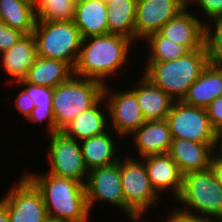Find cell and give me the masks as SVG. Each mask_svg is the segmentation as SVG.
Returning <instances> with one entry per match:
<instances>
[{"instance_id": "cell-21", "label": "cell", "mask_w": 222, "mask_h": 222, "mask_svg": "<svg viewBox=\"0 0 222 222\" xmlns=\"http://www.w3.org/2000/svg\"><path fill=\"white\" fill-rule=\"evenodd\" d=\"M107 4L102 0H82L75 4L73 22L82 38L108 34Z\"/></svg>"}, {"instance_id": "cell-31", "label": "cell", "mask_w": 222, "mask_h": 222, "mask_svg": "<svg viewBox=\"0 0 222 222\" xmlns=\"http://www.w3.org/2000/svg\"><path fill=\"white\" fill-rule=\"evenodd\" d=\"M205 109L214 132L221 139L222 138V96L212 101Z\"/></svg>"}, {"instance_id": "cell-28", "label": "cell", "mask_w": 222, "mask_h": 222, "mask_svg": "<svg viewBox=\"0 0 222 222\" xmlns=\"http://www.w3.org/2000/svg\"><path fill=\"white\" fill-rule=\"evenodd\" d=\"M75 3L72 0H48L37 12V20L73 21Z\"/></svg>"}, {"instance_id": "cell-2", "label": "cell", "mask_w": 222, "mask_h": 222, "mask_svg": "<svg viewBox=\"0 0 222 222\" xmlns=\"http://www.w3.org/2000/svg\"><path fill=\"white\" fill-rule=\"evenodd\" d=\"M40 190L48 217L67 222H88L90 212L85 184L50 173H25Z\"/></svg>"}, {"instance_id": "cell-40", "label": "cell", "mask_w": 222, "mask_h": 222, "mask_svg": "<svg viewBox=\"0 0 222 222\" xmlns=\"http://www.w3.org/2000/svg\"><path fill=\"white\" fill-rule=\"evenodd\" d=\"M48 0H34L33 6L35 12H37Z\"/></svg>"}, {"instance_id": "cell-16", "label": "cell", "mask_w": 222, "mask_h": 222, "mask_svg": "<svg viewBox=\"0 0 222 222\" xmlns=\"http://www.w3.org/2000/svg\"><path fill=\"white\" fill-rule=\"evenodd\" d=\"M144 162L150 183L155 192L161 196L167 193L176 200L182 190L183 174L174 160L167 154L150 155L141 158Z\"/></svg>"}, {"instance_id": "cell-17", "label": "cell", "mask_w": 222, "mask_h": 222, "mask_svg": "<svg viewBox=\"0 0 222 222\" xmlns=\"http://www.w3.org/2000/svg\"><path fill=\"white\" fill-rule=\"evenodd\" d=\"M140 77L137 87L130 90L136 95L143 118L145 121L166 119L175 101L144 75Z\"/></svg>"}, {"instance_id": "cell-41", "label": "cell", "mask_w": 222, "mask_h": 222, "mask_svg": "<svg viewBox=\"0 0 222 222\" xmlns=\"http://www.w3.org/2000/svg\"><path fill=\"white\" fill-rule=\"evenodd\" d=\"M45 222H67V221H63V220L48 217Z\"/></svg>"}, {"instance_id": "cell-26", "label": "cell", "mask_w": 222, "mask_h": 222, "mask_svg": "<svg viewBox=\"0 0 222 222\" xmlns=\"http://www.w3.org/2000/svg\"><path fill=\"white\" fill-rule=\"evenodd\" d=\"M137 0H112L107 3L108 32L135 41Z\"/></svg>"}, {"instance_id": "cell-24", "label": "cell", "mask_w": 222, "mask_h": 222, "mask_svg": "<svg viewBox=\"0 0 222 222\" xmlns=\"http://www.w3.org/2000/svg\"><path fill=\"white\" fill-rule=\"evenodd\" d=\"M73 75L74 68L69 63L37 56L23 80L29 84L54 88Z\"/></svg>"}, {"instance_id": "cell-9", "label": "cell", "mask_w": 222, "mask_h": 222, "mask_svg": "<svg viewBox=\"0 0 222 222\" xmlns=\"http://www.w3.org/2000/svg\"><path fill=\"white\" fill-rule=\"evenodd\" d=\"M49 136L47 151L51 169L48 173L85 184L89 171L85 166L79 141L68 137L62 131Z\"/></svg>"}, {"instance_id": "cell-4", "label": "cell", "mask_w": 222, "mask_h": 222, "mask_svg": "<svg viewBox=\"0 0 222 222\" xmlns=\"http://www.w3.org/2000/svg\"><path fill=\"white\" fill-rule=\"evenodd\" d=\"M176 201L184 207L175 210L185 215L216 219L222 217V186L211 167L183 175L182 190Z\"/></svg>"}, {"instance_id": "cell-12", "label": "cell", "mask_w": 222, "mask_h": 222, "mask_svg": "<svg viewBox=\"0 0 222 222\" xmlns=\"http://www.w3.org/2000/svg\"><path fill=\"white\" fill-rule=\"evenodd\" d=\"M112 90V92H111ZM123 91V92H122ZM119 92L104 85L103 98L107 104L105 109L110 117L113 130L121 137H129L144 122L136 95L129 89Z\"/></svg>"}, {"instance_id": "cell-27", "label": "cell", "mask_w": 222, "mask_h": 222, "mask_svg": "<svg viewBox=\"0 0 222 222\" xmlns=\"http://www.w3.org/2000/svg\"><path fill=\"white\" fill-rule=\"evenodd\" d=\"M144 40L150 48L147 62L176 60L189 52L185 47L163 37L159 32L148 35Z\"/></svg>"}, {"instance_id": "cell-22", "label": "cell", "mask_w": 222, "mask_h": 222, "mask_svg": "<svg viewBox=\"0 0 222 222\" xmlns=\"http://www.w3.org/2000/svg\"><path fill=\"white\" fill-rule=\"evenodd\" d=\"M102 97L93 107L81 112L69 124H67L61 131L77 141L86 138L97 136L108 131V120L105 109H102L107 104L104 103ZM103 104V107H101Z\"/></svg>"}, {"instance_id": "cell-38", "label": "cell", "mask_w": 222, "mask_h": 222, "mask_svg": "<svg viewBox=\"0 0 222 222\" xmlns=\"http://www.w3.org/2000/svg\"><path fill=\"white\" fill-rule=\"evenodd\" d=\"M145 212L147 211H127L126 214L128 216V219L131 221V222H144L145 220H141V217L144 218V215ZM147 222V221H146ZM167 222H169L168 218H167Z\"/></svg>"}, {"instance_id": "cell-3", "label": "cell", "mask_w": 222, "mask_h": 222, "mask_svg": "<svg viewBox=\"0 0 222 222\" xmlns=\"http://www.w3.org/2000/svg\"><path fill=\"white\" fill-rule=\"evenodd\" d=\"M210 63L206 46L166 62H147L144 73L156 87L174 101H182L189 87Z\"/></svg>"}, {"instance_id": "cell-8", "label": "cell", "mask_w": 222, "mask_h": 222, "mask_svg": "<svg viewBox=\"0 0 222 222\" xmlns=\"http://www.w3.org/2000/svg\"><path fill=\"white\" fill-rule=\"evenodd\" d=\"M121 185L125 206L130 211H148L160 200L152 188L144 162L132 156L120 157ZM159 199V200H158Z\"/></svg>"}, {"instance_id": "cell-43", "label": "cell", "mask_w": 222, "mask_h": 222, "mask_svg": "<svg viewBox=\"0 0 222 222\" xmlns=\"http://www.w3.org/2000/svg\"><path fill=\"white\" fill-rule=\"evenodd\" d=\"M75 4L81 2L82 0H72Z\"/></svg>"}, {"instance_id": "cell-32", "label": "cell", "mask_w": 222, "mask_h": 222, "mask_svg": "<svg viewBox=\"0 0 222 222\" xmlns=\"http://www.w3.org/2000/svg\"><path fill=\"white\" fill-rule=\"evenodd\" d=\"M27 120L34 122V124L39 123V121L46 120L47 127L49 128L48 133L52 134L56 132V124L54 119L53 108H39V106L34 107L32 112L27 117Z\"/></svg>"}, {"instance_id": "cell-14", "label": "cell", "mask_w": 222, "mask_h": 222, "mask_svg": "<svg viewBox=\"0 0 222 222\" xmlns=\"http://www.w3.org/2000/svg\"><path fill=\"white\" fill-rule=\"evenodd\" d=\"M188 10L187 7L170 19L158 32L188 51H193L205 45V23Z\"/></svg>"}, {"instance_id": "cell-35", "label": "cell", "mask_w": 222, "mask_h": 222, "mask_svg": "<svg viewBox=\"0 0 222 222\" xmlns=\"http://www.w3.org/2000/svg\"><path fill=\"white\" fill-rule=\"evenodd\" d=\"M15 106L17 111L20 112L25 118L29 116L34 108L33 100L28 95V93L23 89L22 92L20 91L15 98Z\"/></svg>"}, {"instance_id": "cell-7", "label": "cell", "mask_w": 222, "mask_h": 222, "mask_svg": "<svg viewBox=\"0 0 222 222\" xmlns=\"http://www.w3.org/2000/svg\"><path fill=\"white\" fill-rule=\"evenodd\" d=\"M172 138H182L206 144H220L205 108L175 101L166 117Z\"/></svg>"}, {"instance_id": "cell-6", "label": "cell", "mask_w": 222, "mask_h": 222, "mask_svg": "<svg viewBox=\"0 0 222 222\" xmlns=\"http://www.w3.org/2000/svg\"><path fill=\"white\" fill-rule=\"evenodd\" d=\"M33 35L37 56L61 60L75 67L83 38L73 21L37 20Z\"/></svg>"}, {"instance_id": "cell-45", "label": "cell", "mask_w": 222, "mask_h": 222, "mask_svg": "<svg viewBox=\"0 0 222 222\" xmlns=\"http://www.w3.org/2000/svg\"><path fill=\"white\" fill-rule=\"evenodd\" d=\"M220 150L222 151V138L220 139Z\"/></svg>"}, {"instance_id": "cell-34", "label": "cell", "mask_w": 222, "mask_h": 222, "mask_svg": "<svg viewBox=\"0 0 222 222\" xmlns=\"http://www.w3.org/2000/svg\"><path fill=\"white\" fill-rule=\"evenodd\" d=\"M190 4H197L198 9L202 10L208 18L207 20L222 16V0H192L187 7Z\"/></svg>"}, {"instance_id": "cell-39", "label": "cell", "mask_w": 222, "mask_h": 222, "mask_svg": "<svg viewBox=\"0 0 222 222\" xmlns=\"http://www.w3.org/2000/svg\"><path fill=\"white\" fill-rule=\"evenodd\" d=\"M0 222H9L8 210L1 201H0Z\"/></svg>"}, {"instance_id": "cell-44", "label": "cell", "mask_w": 222, "mask_h": 222, "mask_svg": "<svg viewBox=\"0 0 222 222\" xmlns=\"http://www.w3.org/2000/svg\"><path fill=\"white\" fill-rule=\"evenodd\" d=\"M105 4L109 3L112 0H102Z\"/></svg>"}, {"instance_id": "cell-46", "label": "cell", "mask_w": 222, "mask_h": 222, "mask_svg": "<svg viewBox=\"0 0 222 222\" xmlns=\"http://www.w3.org/2000/svg\"><path fill=\"white\" fill-rule=\"evenodd\" d=\"M25 1H27V2H29L31 4H33V2H34V0H25Z\"/></svg>"}, {"instance_id": "cell-15", "label": "cell", "mask_w": 222, "mask_h": 222, "mask_svg": "<svg viewBox=\"0 0 222 222\" xmlns=\"http://www.w3.org/2000/svg\"><path fill=\"white\" fill-rule=\"evenodd\" d=\"M220 144H206L182 138H172L168 155L174 160L183 175L210 167L211 159Z\"/></svg>"}, {"instance_id": "cell-1", "label": "cell", "mask_w": 222, "mask_h": 222, "mask_svg": "<svg viewBox=\"0 0 222 222\" xmlns=\"http://www.w3.org/2000/svg\"><path fill=\"white\" fill-rule=\"evenodd\" d=\"M132 42L125 36L111 33L83 38L74 75L108 84L105 80L115 76L128 63L129 49L135 45Z\"/></svg>"}, {"instance_id": "cell-37", "label": "cell", "mask_w": 222, "mask_h": 222, "mask_svg": "<svg viewBox=\"0 0 222 222\" xmlns=\"http://www.w3.org/2000/svg\"><path fill=\"white\" fill-rule=\"evenodd\" d=\"M215 152L210 163V167L214 172L219 184L222 186V151Z\"/></svg>"}, {"instance_id": "cell-19", "label": "cell", "mask_w": 222, "mask_h": 222, "mask_svg": "<svg viewBox=\"0 0 222 222\" xmlns=\"http://www.w3.org/2000/svg\"><path fill=\"white\" fill-rule=\"evenodd\" d=\"M220 96H222V64L209 63L189 87L182 101L190 106L206 108Z\"/></svg>"}, {"instance_id": "cell-13", "label": "cell", "mask_w": 222, "mask_h": 222, "mask_svg": "<svg viewBox=\"0 0 222 222\" xmlns=\"http://www.w3.org/2000/svg\"><path fill=\"white\" fill-rule=\"evenodd\" d=\"M187 5L182 0H137L135 42L158 32L170 19L178 16Z\"/></svg>"}, {"instance_id": "cell-10", "label": "cell", "mask_w": 222, "mask_h": 222, "mask_svg": "<svg viewBox=\"0 0 222 222\" xmlns=\"http://www.w3.org/2000/svg\"><path fill=\"white\" fill-rule=\"evenodd\" d=\"M15 184L0 199L9 222H45L48 214L40 190L25 174Z\"/></svg>"}, {"instance_id": "cell-42", "label": "cell", "mask_w": 222, "mask_h": 222, "mask_svg": "<svg viewBox=\"0 0 222 222\" xmlns=\"http://www.w3.org/2000/svg\"><path fill=\"white\" fill-rule=\"evenodd\" d=\"M186 5H188L192 0H182Z\"/></svg>"}, {"instance_id": "cell-11", "label": "cell", "mask_w": 222, "mask_h": 222, "mask_svg": "<svg viewBox=\"0 0 222 222\" xmlns=\"http://www.w3.org/2000/svg\"><path fill=\"white\" fill-rule=\"evenodd\" d=\"M86 201L89 212L95 202L103 201L118 207L124 213L130 211L125 206L121 185L120 159L113 165L89 170L85 183Z\"/></svg>"}, {"instance_id": "cell-20", "label": "cell", "mask_w": 222, "mask_h": 222, "mask_svg": "<svg viewBox=\"0 0 222 222\" xmlns=\"http://www.w3.org/2000/svg\"><path fill=\"white\" fill-rule=\"evenodd\" d=\"M1 54L4 71L15 83L23 80L37 58L35 36L33 33L23 35L16 44Z\"/></svg>"}, {"instance_id": "cell-29", "label": "cell", "mask_w": 222, "mask_h": 222, "mask_svg": "<svg viewBox=\"0 0 222 222\" xmlns=\"http://www.w3.org/2000/svg\"><path fill=\"white\" fill-rule=\"evenodd\" d=\"M208 22L210 23L208 24ZM205 46L210 63L222 64V16L206 20Z\"/></svg>"}, {"instance_id": "cell-5", "label": "cell", "mask_w": 222, "mask_h": 222, "mask_svg": "<svg viewBox=\"0 0 222 222\" xmlns=\"http://www.w3.org/2000/svg\"><path fill=\"white\" fill-rule=\"evenodd\" d=\"M104 84L73 75L53 88L52 108L56 132L61 131L81 112L93 107L102 97Z\"/></svg>"}, {"instance_id": "cell-36", "label": "cell", "mask_w": 222, "mask_h": 222, "mask_svg": "<svg viewBox=\"0 0 222 222\" xmlns=\"http://www.w3.org/2000/svg\"><path fill=\"white\" fill-rule=\"evenodd\" d=\"M168 220L169 222H219L216 218H205V217H192L189 215H185L180 213L177 210H173L171 214H169Z\"/></svg>"}, {"instance_id": "cell-18", "label": "cell", "mask_w": 222, "mask_h": 222, "mask_svg": "<svg viewBox=\"0 0 222 222\" xmlns=\"http://www.w3.org/2000/svg\"><path fill=\"white\" fill-rule=\"evenodd\" d=\"M138 158L168 153L172 136L166 119L145 121L133 133Z\"/></svg>"}, {"instance_id": "cell-25", "label": "cell", "mask_w": 222, "mask_h": 222, "mask_svg": "<svg viewBox=\"0 0 222 222\" xmlns=\"http://www.w3.org/2000/svg\"><path fill=\"white\" fill-rule=\"evenodd\" d=\"M0 21L24 35L32 34L37 21L34 6L25 0H0Z\"/></svg>"}, {"instance_id": "cell-30", "label": "cell", "mask_w": 222, "mask_h": 222, "mask_svg": "<svg viewBox=\"0 0 222 222\" xmlns=\"http://www.w3.org/2000/svg\"><path fill=\"white\" fill-rule=\"evenodd\" d=\"M16 84V86L22 85L24 87L23 89L33 100L34 107L52 108L53 88L29 84L24 80L18 81Z\"/></svg>"}, {"instance_id": "cell-33", "label": "cell", "mask_w": 222, "mask_h": 222, "mask_svg": "<svg viewBox=\"0 0 222 222\" xmlns=\"http://www.w3.org/2000/svg\"><path fill=\"white\" fill-rule=\"evenodd\" d=\"M23 35L0 21V53L10 49Z\"/></svg>"}, {"instance_id": "cell-23", "label": "cell", "mask_w": 222, "mask_h": 222, "mask_svg": "<svg viewBox=\"0 0 222 222\" xmlns=\"http://www.w3.org/2000/svg\"><path fill=\"white\" fill-rule=\"evenodd\" d=\"M110 132L93 136L79 141L83 160L88 171L97 167L110 166L118 162L117 148H119ZM117 146V147H116Z\"/></svg>"}]
</instances>
